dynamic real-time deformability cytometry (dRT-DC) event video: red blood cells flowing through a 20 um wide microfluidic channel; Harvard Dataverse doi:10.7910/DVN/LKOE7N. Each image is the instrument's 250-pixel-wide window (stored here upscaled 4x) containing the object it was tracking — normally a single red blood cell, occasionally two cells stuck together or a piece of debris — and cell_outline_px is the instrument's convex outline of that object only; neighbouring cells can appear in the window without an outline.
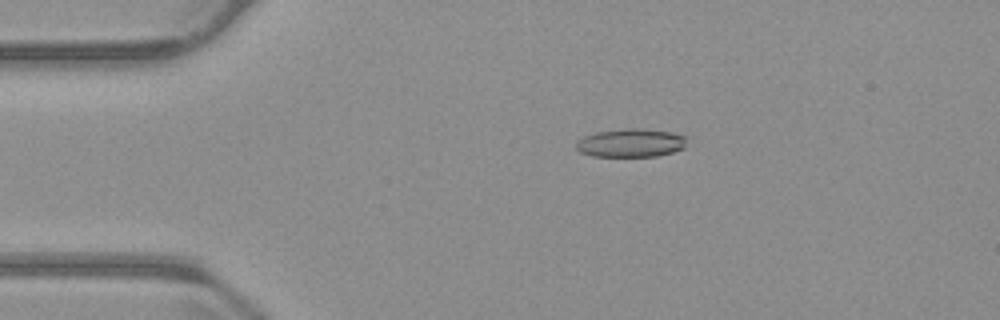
{"species": "common noctule bat (a hibernating species)", "species_latin": "Nyctalus noctula", "temperature_condition": "warm", "stored_images_in_passage": 55, "camera_frame_rate_fps": 3000, "um_per_image_px": 0.085, "animal": {"sex": "male", "body_mass_g": 23.1, "forearm_length_mm": 52.7}, "frame": {"image": 1, "passage_image": 11, "time_ms": 3.333, "image_size_px": [1000, 320], "cell_outline_px": [[688, 136], [684, 148], [672, 152], [656, 156], [592, 156], [580, 152], [576, 148], [576, 140], [584, 136], [596, 132], [628, 128], [636, 128], [668, 132]], "centroid_in_image_um": [53.6, 12.15], "position_along_channel_um": 31.4, "area_um2": 18.26}}
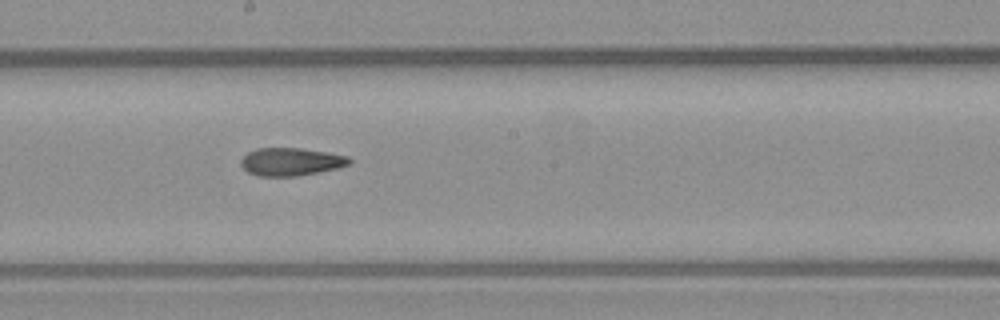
{"frame": {"image": 2, "passage_image": 30, "time_ms": 9.667, "image_size_px": [1000, 320], "cell_outline_px": [[352, 164], [336, 168], [296, 176], [256, 176], [248, 172], [240, 164], [240, 160], [248, 152], [256, 148], [300, 148], [348, 156], [352, 160]], "centroid_in_image_um": [24.71, 13.75], "position_along_channel_um": 223.5, "area_um2": 17.51}}
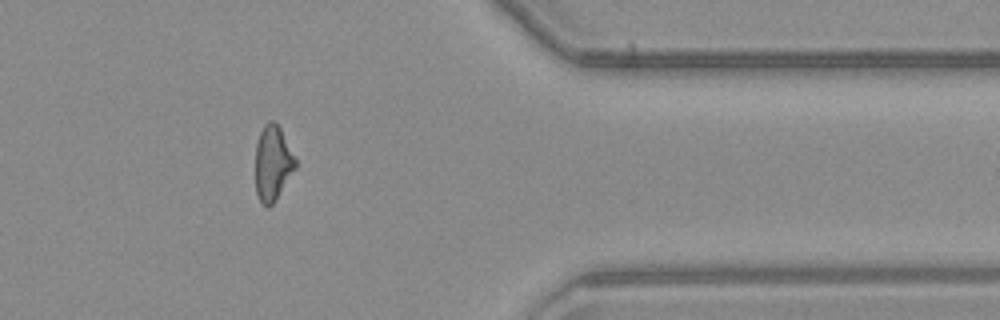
{"frame": {"image": 3, "passage_image": 45, "time_ms": 14.667, "image_size_px": [1000, 320], "cell_outline_px": [[296, 168], [276, 200], [268, 208], [260, 200], [256, 192], [256, 144], [260, 132], [264, 124], [268, 120], [276, 120], [296, 160]], "centroid_in_image_um": [23.18, 13.85], "position_along_channel_um": 388.2, "area_um2": 17.46}, "authors_computed_cell_mechanics": {"area_um2": 18.1492, "velocity_mm_per_s": 3.74, "shape_relaxation_time_tau1_ms": null, "shape_relaxation_time_tau2_ms": 4.7621, "deformation_change_tau1": null, "deformation_change_tau2": 0.1371}}